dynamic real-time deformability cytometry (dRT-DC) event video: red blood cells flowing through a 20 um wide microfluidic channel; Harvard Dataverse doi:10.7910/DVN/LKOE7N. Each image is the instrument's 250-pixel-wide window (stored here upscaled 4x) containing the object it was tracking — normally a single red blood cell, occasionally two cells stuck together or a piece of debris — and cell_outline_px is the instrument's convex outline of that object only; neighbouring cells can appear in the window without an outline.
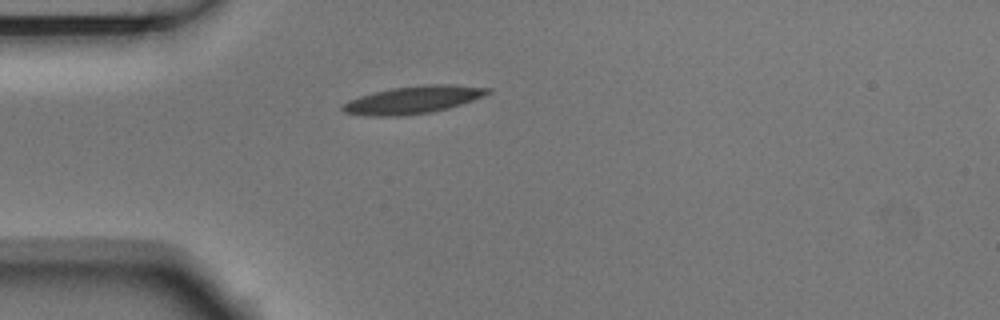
{"species": "Egyptian fruit bat (a non-hibernating species)", "species_latin": "Rousettus aegyptiacus", "temperature_condition": "room temperature", "stored_images_in_passage": 3, "camera_frame_rate_fps": 3000, "um_per_image_px": 0.085, "animal": {"sex": "male"}, "frame": {"image": 1, "passage_image": 1, "time_ms": 0.0, "image_size_px": [1000, 320], "cell_outline_px": [[492, 92], [484, 96], [448, 108], [432, 112], [400, 116], [364, 116], [344, 112], [340, 108], [348, 100], [360, 96], [392, 88], [428, 84], [448, 84], [492, 88]], "centroid_in_image_um": [35.12, 8.49], "position_along_channel_um": 49.9, "area_um2": 23.24}}
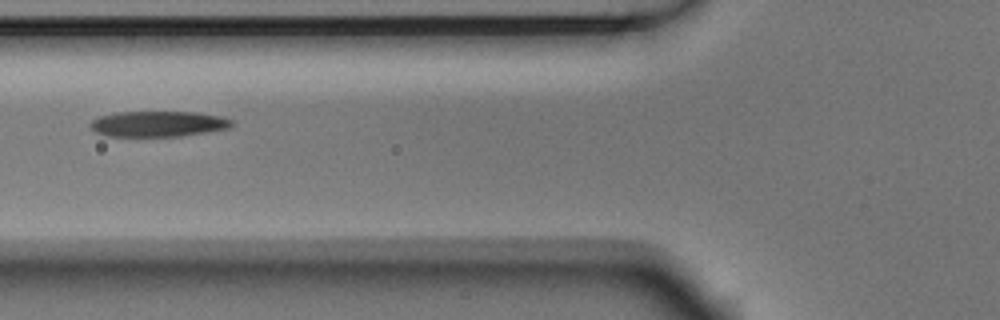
{"frame": {"image": 2, "passage_image": 3, "time_ms": 0.667, "image_size_px": [1000, 320], "cell_outline_px": [[232, 124], [228, 128], [180, 136], [104, 136], [96, 132], [88, 124], [96, 116], [116, 112], [196, 112], [220, 116], [232, 120]], "centroid_in_image_um": [13.37, 10.52], "position_along_channel_um": 112.4, "area_um2": 21.1}}